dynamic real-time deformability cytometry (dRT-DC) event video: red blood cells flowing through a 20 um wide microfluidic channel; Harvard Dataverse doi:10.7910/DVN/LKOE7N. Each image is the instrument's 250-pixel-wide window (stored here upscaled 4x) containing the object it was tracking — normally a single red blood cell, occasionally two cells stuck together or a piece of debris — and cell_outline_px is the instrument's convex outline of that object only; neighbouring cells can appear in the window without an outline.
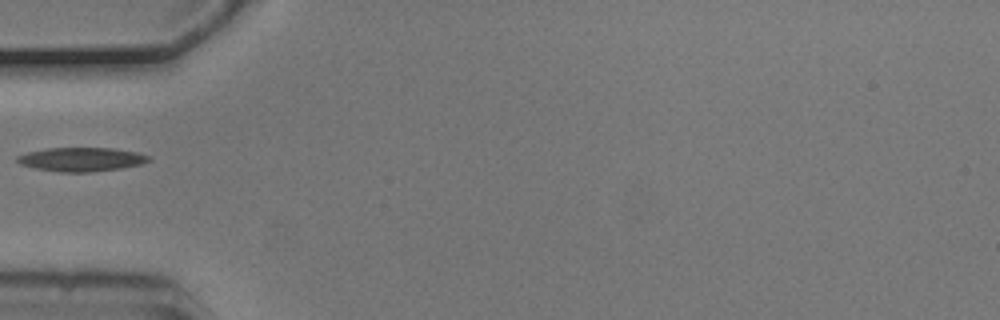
{"species": "common noctule bat (a hibernating species)", "species_latin": "Nyctalus noctula", "temperature_condition": "cold", "stored_images_in_passage": 6, "segment_of_instrument_passage": [2, 2], "camera_frame_rate_fps": 3000, "um_per_image_px": 0.085, "animal": {"sex": "male", "body_mass_g": 20.5, "forearm_length_mm": 52.5}, "frame": {"image": 1, "passage_image": 6, "time_ms": 1.667, "image_size_px": [1000, 320], "cell_outline_px": [[152, 160], [140, 164], [120, 168], [92, 172], [60, 172], [36, 168], [20, 164], [16, 160], [16, 156], [28, 152], [48, 148], [112, 148], [136, 152], [148, 156]], "centroid_in_image_um": [6.9, 13.54], "position_along_channel_um": 78.1, "area_um2": 18.15}}